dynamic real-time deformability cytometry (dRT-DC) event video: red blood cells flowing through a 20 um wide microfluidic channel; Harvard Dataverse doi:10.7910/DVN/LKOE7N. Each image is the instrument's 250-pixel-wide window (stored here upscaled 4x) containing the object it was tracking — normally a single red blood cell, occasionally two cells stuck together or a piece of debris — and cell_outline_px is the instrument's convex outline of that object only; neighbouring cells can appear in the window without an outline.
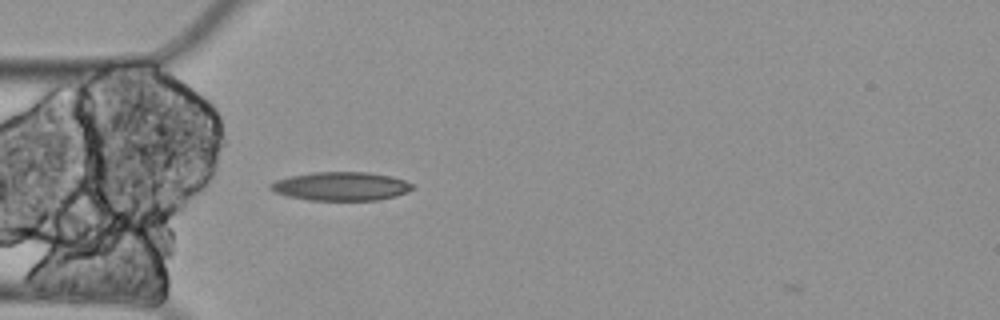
{"species": "Egyptian fruit bat (a non-hibernating species)", "species_latin": "Rousettus aegyptiacus", "temperature_condition": "cold", "stored_images_in_passage": 1, "camera_frame_rate_fps": 3000, "um_per_image_px": 0.085, "animal": {"sex": "female"}, "frame": {"image": 1, "passage_image": 1, "time_ms": 0.0, "image_size_px": [1000, 320], "cell_outline_px": [[412, 188], [408, 192], [396, 196], [376, 200], [308, 200], [288, 196], [272, 192], [268, 188], [268, 184], [276, 180], [288, 176], [312, 172], [368, 172], [392, 176], [404, 180], [412, 184]], "centroid_in_image_um": [28.93, 15.83], "position_along_channel_um": 56.1, "area_um2": 23.87}}